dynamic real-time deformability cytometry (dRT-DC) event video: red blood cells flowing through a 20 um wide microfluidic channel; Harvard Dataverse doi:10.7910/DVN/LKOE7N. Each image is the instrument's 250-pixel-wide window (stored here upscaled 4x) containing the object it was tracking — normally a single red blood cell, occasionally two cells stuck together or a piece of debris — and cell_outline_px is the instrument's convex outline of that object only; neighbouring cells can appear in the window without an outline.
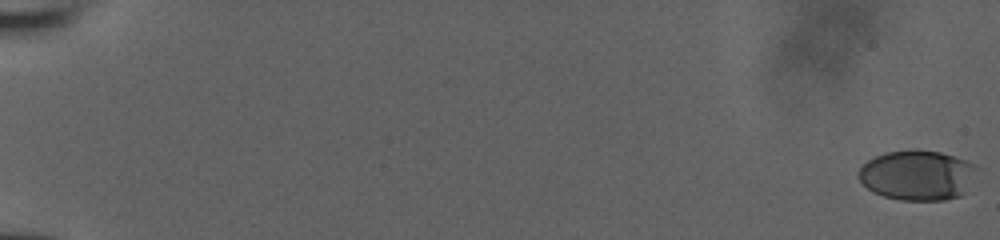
{"species": "human", "species_latin": "Homo sapiens", "temperature_condition": "room temperature", "stored_images_in_passage": 55, "camera_frame_rate_fps": 3000, "um_per_image_px": 0.085, "donor": {"sex": "male"}, "frame": {"image": 1, "passage_image": 1, "time_ms": 0.0, "image_size_px": [1000, 240], "cell_outline_px": [[976, 168], [964, 192], [960, 196], [944, 200], [900, 200], [884, 196], [872, 192], [856, 176], [856, 172], [868, 160], [884, 152], [940, 152], [976, 164]], "centroid_in_image_um": [77.92, 14.92], "position_along_channel_um": 7.1, "area_um2": 33.64}}
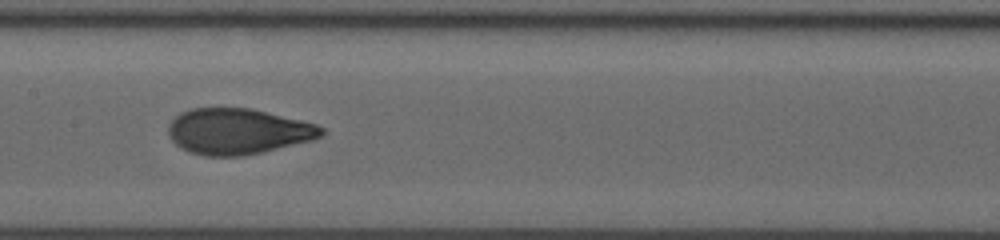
{"frame": {"image": 2, "passage_image": 31, "time_ms": 10.0, "image_size_px": [1000, 240], "cell_outline_px": [[324, 136], [312, 140], [244, 156], [204, 156], [188, 152], [180, 148], [168, 136], [168, 124], [180, 112], [192, 108], [248, 108], [300, 120], [316, 124], [324, 128]], "centroid_in_image_um": [20.19, 11.18], "position_along_channel_um": 187.2, "area_um2": 40.86}}
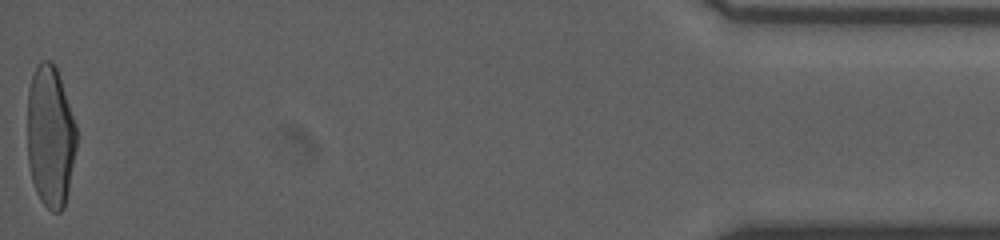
{"frame": {"image": 3, "passage_image": 55, "time_ms": 18.0, "image_size_px": [1000, 240], "cell_outline_px": [[76, 148], [68, 192], [64, 208], [60, 212], [52, 212], [40, 200], [36, 192], [32, 180], [28, 164], [28, 92], [32, 76], [40, 60], [52, 60], [56, 64], [76, 124]], "centroid_in_image_um": [4.28, 11.58], "position_along_channel_um": 430.9, "area_um2": 40.86}}